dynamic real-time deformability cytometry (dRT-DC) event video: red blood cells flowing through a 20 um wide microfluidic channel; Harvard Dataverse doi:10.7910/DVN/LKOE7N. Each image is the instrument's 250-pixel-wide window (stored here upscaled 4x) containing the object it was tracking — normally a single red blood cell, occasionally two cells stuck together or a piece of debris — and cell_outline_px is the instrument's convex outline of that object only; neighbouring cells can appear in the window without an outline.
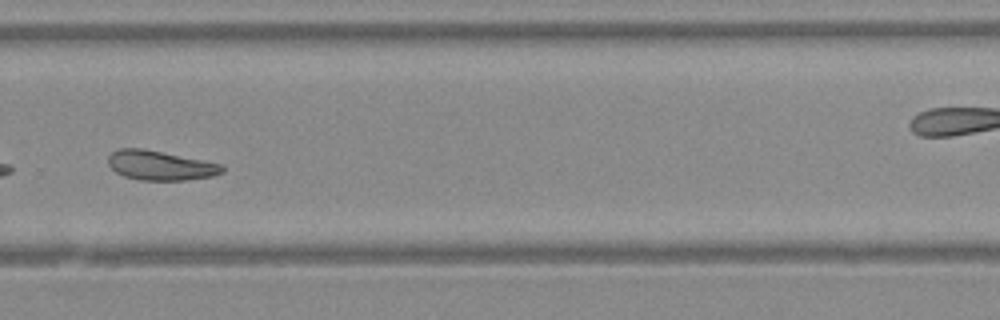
{"species": "Egyptian fruit bat (a non-hibernating species)", "species_latin": "Rousettus aegyptiacus", "temperature_condition": "warm", "stored_images_in_passage": 27, "camera_frame_rate_fps": 3000, "um_per_image_px": 0.085, "animal": {"sex": "female"}, "frame": {"image": 1, "passage_image": 22, "time_ms": 7.0, "image_size_px": [1000, 320], "cell_outline_px": [[224, 172], [212, 176], [184, 180], [140, 180], [124, 176], [116, 172], [108, 164], [108, 156], [112, 152], [120, 148], [140, 148], [204, 160], [224, 164]], "centroid_in_image_um": [13.64, 14.06], "position_along_channel_um": 316.2, "area_um2": 19.54}}